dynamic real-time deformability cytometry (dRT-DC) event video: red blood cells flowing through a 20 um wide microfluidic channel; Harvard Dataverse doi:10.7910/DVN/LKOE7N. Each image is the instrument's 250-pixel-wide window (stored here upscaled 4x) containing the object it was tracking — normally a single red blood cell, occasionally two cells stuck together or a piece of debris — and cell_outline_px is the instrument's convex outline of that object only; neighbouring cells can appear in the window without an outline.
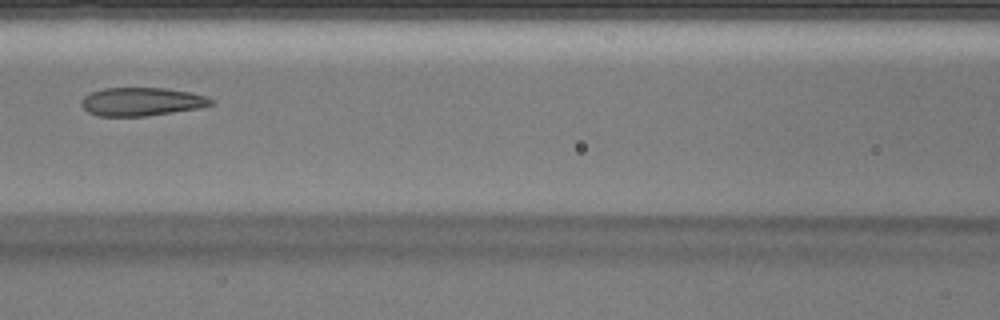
{"species": "Egyptian fruit bat (a non-hibernating species)", "species_latin": "Rousettus aegyptiacus", "temperature_condition": "warm", "stored_images_in_passage": 29, "camera_frame_rate_fps": 3000, "um_per_image_px": 0.085, "animal": {"sex": "male"}, "frame": {"image": 1, "passage_image": 9, "time_ms": 2.667, "image_size_px": [1000, 320], "cell_outline_px": [[216, 104], [200, 108], [144, 116], [96, 116], [88, 112], [80, 104], [80, 100], [84, 96], [92, 92], [104, 88], [164, 88], [188, 92], [208, 96], [216, 100]], "centroid_in_image_um": [12.06, 8.64], "position_along_channel_um": 154.5, "area_um2": 21.56}}
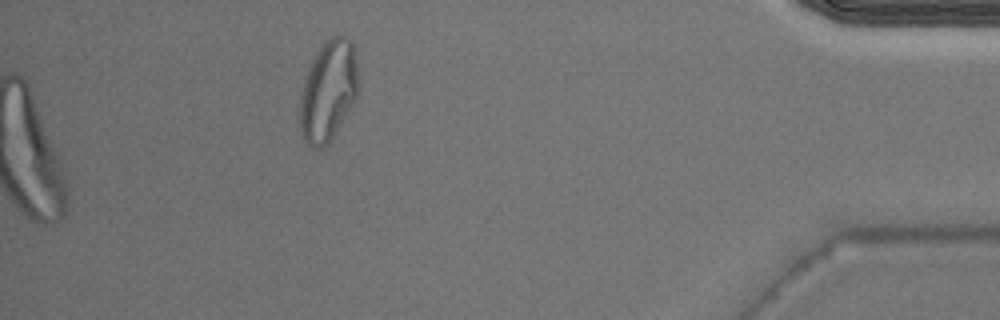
{"frame": {"image": 2, "passage_image": 29, "time_ms": 9.333, "image_size_px": [1000, 320], "cell_outline_px": [[356, 100], [332, 140], [328, 144], [320, 148], [312, 148], [304, 140], [300, 128], [300, 96], [308, 68], [320, 44], [328, 36], [344, 36], [352, 44], [356, 64]], "centroid_in_image_um": [27.87, 7.75], "position_along_channel_um": 407.3, "area_um2": 34.16}}